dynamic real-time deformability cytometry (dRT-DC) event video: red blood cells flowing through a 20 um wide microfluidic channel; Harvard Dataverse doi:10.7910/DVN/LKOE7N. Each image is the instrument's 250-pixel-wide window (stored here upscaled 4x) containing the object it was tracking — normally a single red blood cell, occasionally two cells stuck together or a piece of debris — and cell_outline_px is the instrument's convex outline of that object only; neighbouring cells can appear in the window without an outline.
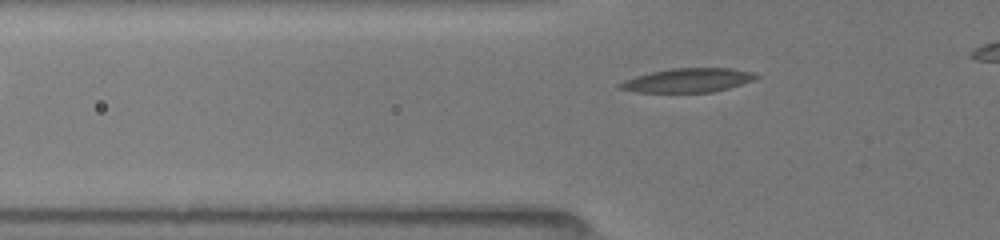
{"species": "common noctule bat (a hibernating species)", "species_latin": "Nyctalus noctula", "temperature_condition": "room temperature", "stored_images_in_passage": 30, "camera_frame_rate_fps": 3000, "um_per_image_px": 0.085, "animal": {"sex": "female", "body_mass_g": 19.5, "forearm_length_mm": 54.1}, "frame": {"image": 1, "passage_image": 2, "time_ms": 0.333, "image_size_px": [1000, 240], "cell_outline_px": [[760, 76], [752, 80], [728, 88], [712, 92], [636, 92], [616, 88], [616, 84], [624, 80], [636, 76], [652, 72], [672, 68], [732, 68], [752, 72]], "centroid_in_image_um": [58.42, 6.82], "position_along_channel_um": 67.4, "area_um2": 18.96}}
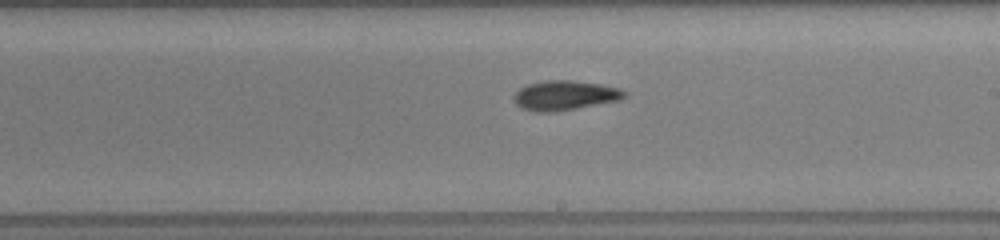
{"frame": {"image": 2, "passage_image": 15, "time_ms": 4.667, "image_size_px": [1000, 240], "cell_outline_px": [[628, 96], [620, 100], [576, 108], [552, 112], [536, 112], [520, 108], [512, 100], [512, 96], [520, 88], [528, 84], [544, 80], [572, 80], [600, 84], [620, 88], [628, 92]], "centroid_in_image_um": [48.0, 8.1], "position_along_channel_um": 241.0, "area_um2": 19.31}}
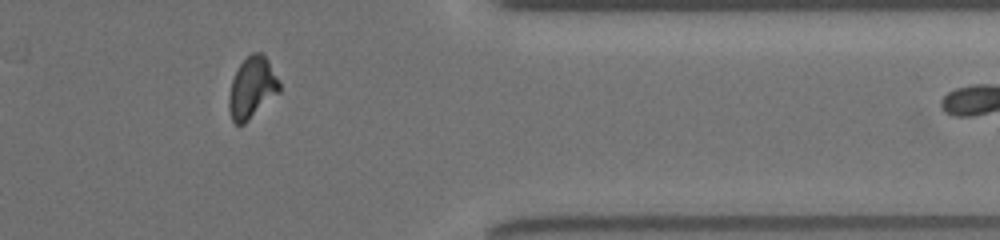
{"frame": {"image": 3, "passage_image": 27, "time_ms": 8.667, "image_size_px": [1000, 240], "cell_outline_px": [[280, 92], [244, 124], [236, 124], [232, 120], [228, 108], [228, 96], [232, 80], [240, 64], [252, 52], [260, 52], [268, 60], [280, 80]], "centroid_in_image_um": [21.43, 7.46], "position_along_channel_um": 390.0, "area_um2": 18.03}, "authors_computed_cell_mechanics": {"area_um2": 18.3515, "velocity_mm_per_s": 4.051, "shape_relaxation_time_tau1_ms": 8.3629, "shape_relaxation_time_tau2_ms": 6.9296, "deformation_change_tau1": 0.241, "deformation_change_tau2": 0.1382}}